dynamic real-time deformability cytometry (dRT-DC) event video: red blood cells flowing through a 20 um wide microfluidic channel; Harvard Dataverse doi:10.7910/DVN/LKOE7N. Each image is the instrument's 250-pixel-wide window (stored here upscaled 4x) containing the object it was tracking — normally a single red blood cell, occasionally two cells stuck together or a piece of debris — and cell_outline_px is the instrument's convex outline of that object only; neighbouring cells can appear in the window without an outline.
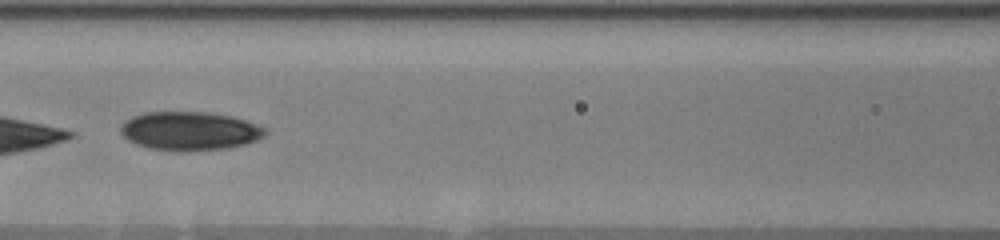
{"species": "human", "species_latin": "Homo sapiens", "temperature_condition": "warm", "stored_images_in_passage": 13, "segment_of_instrument_passage": [2, 2], "camera_frame_rate_fps": 3000, "um_per_image_px": 0.085, "donor": {"sex": "male"}, "frame": {"image": 1, "passage_image": 11, "time_ms": 7.333, "image_size_px": [1000, 240], "cell_outline_px": [[268, 132], [264, 136], [256, 140], [244, 144], [228, 148], [188, 152], [180, 152], [148, 148], [136, 144], [128, 140], [120, 132], [120, 128], [124, 120], [132, 116], [144, 112], [208, 112], [232, 116], [268, 128]], "centroid_in_image_um": [16.12, 11.14], "position_along_channel_um": 150.5, "area_um2": 33.0}}
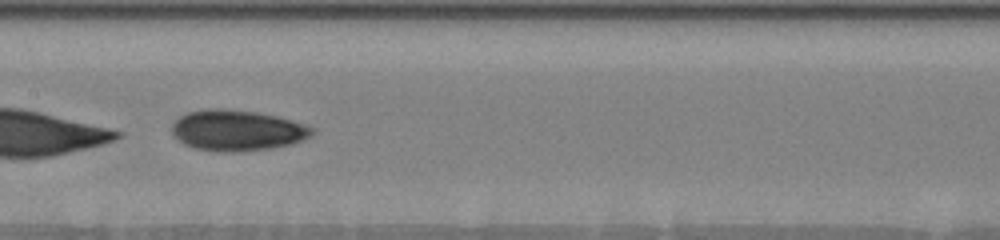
{"frame": {"image": 2, "passage_image": 12, "time_ms": 8.333, "image_size_px": [1000, 240], "cell_outline_px": [[316, 128], [312, 136], [304, 140], [292, 144], [272, 148], [240, 152], [216, 152], [196, 148], [184, 144], [172, 132], [172, 124], [180, 116], [188, 112], [208, 108], [224, 108], [256, 112], [276, 116], [304, 124]], "centroid_in_image_um": [20.19, 11.09], "position_along_channel_um": 187.2, "area_um2": 33.52}}